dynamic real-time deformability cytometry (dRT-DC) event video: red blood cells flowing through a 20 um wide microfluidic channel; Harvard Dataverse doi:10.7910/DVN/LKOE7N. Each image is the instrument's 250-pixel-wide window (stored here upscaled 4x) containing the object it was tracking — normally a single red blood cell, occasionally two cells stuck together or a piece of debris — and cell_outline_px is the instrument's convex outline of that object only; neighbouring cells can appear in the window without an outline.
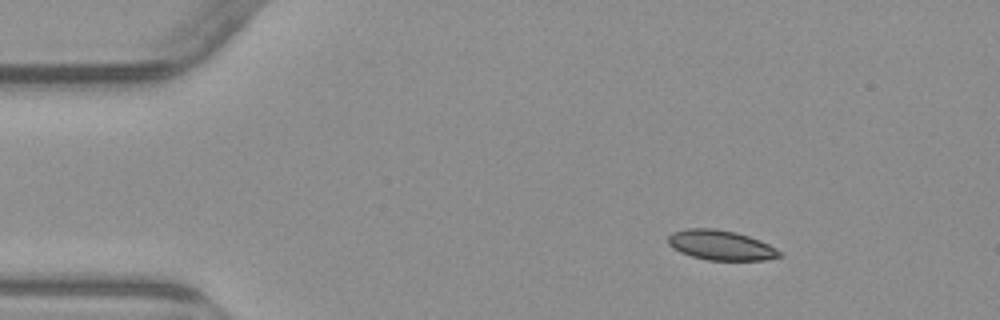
{"species": "common noctule bat (a hibernating species)", "species_latin": "Nyctalus noctula", "temperature_condition": "warm", "stored_images_in_passage": 4, "camera_frame_rate_fps": 3000, "um_per_image_px": 0.085, "animal": {"sex": "male", "body_mass_g": 23.1, "forearm_length_mm": 52.7}, "frame": {"image": 1, "passage_image": 2, "time_ms": 1.333, "image_size_px": [1000, 320], "cell_outline_px": [[784, 256], [764, 260], [708, 260], [692, 256], [680, 252], [672, 248], [668, 244], [668, 236], [672, 232], [688, 228], [712, 228], [736, 232], [760, 240], [776, 248]], "centroid_in_image_um": [61.26, 20.84], "position_along_channel_um": 23.7, "area_um2": 19.42}}
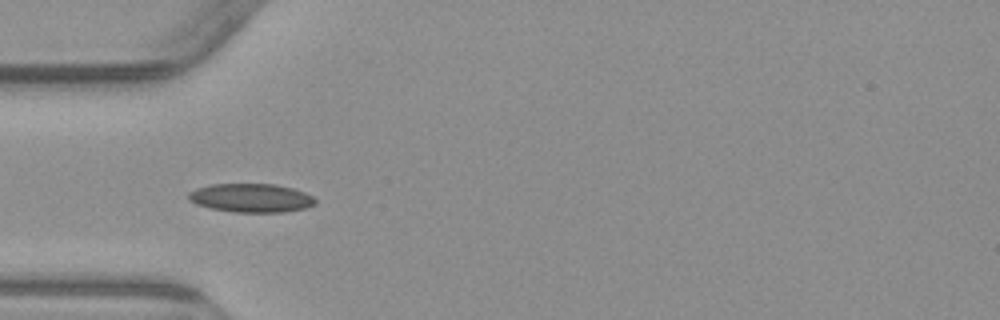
{"frame": {"image": 2, "passage_image": 4, "time_ms": 4.333, "image_size_px": [1000, 320], "cell_outline_px": [[316, 204], [304, 208], [284, 212], [232, 212], [212, 208], [196, 204], [188, 200], [188, 192], [196, 188], [212, 184], [276, 184], [292, 188], [304, 192], [312, 196], [316, 200]], "centroid_in_image_um": [21.33, 16.82], "position_along_channel_um": 63.7, "area_um2": 21.21}}